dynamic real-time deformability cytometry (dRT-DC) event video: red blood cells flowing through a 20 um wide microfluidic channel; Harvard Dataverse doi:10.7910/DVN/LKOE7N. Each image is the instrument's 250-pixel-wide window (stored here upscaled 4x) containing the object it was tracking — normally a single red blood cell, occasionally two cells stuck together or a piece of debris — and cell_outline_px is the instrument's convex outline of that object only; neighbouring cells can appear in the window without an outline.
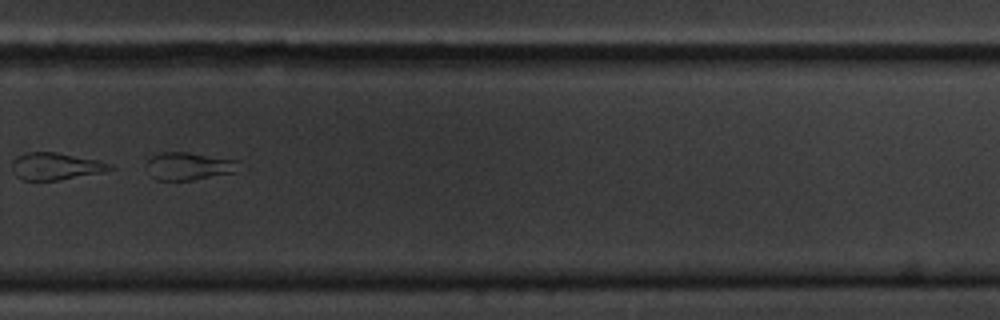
{"species": "common noctule bat (a hibernating species)", "species_latin": "Nyctalus noctula", "temperature_condition": "cold", "stored_images_in_passage": 42, "camera_frame_rate_fps": 3000, "um_per_image_px": 0.085, "animal": {"sex": "male", "body_mass_g": 20.1, "forearm_length_mm": 53.5}, "frame": {"image": 1, "passage_image": 25, "time_ms": 8.0, "image_size_px": [1000, 320], "cell_outline_px": [[248, 168], [236, 172], [192, 180], [156, 180], [152, 176], [144, 164], [152, 156], [160, 152], [188, 152], [240, 160]], "centroid_in_image_um": [16.18, 14.11], "position_along_channel_um": 313.6, "area_um2": 15.49}}
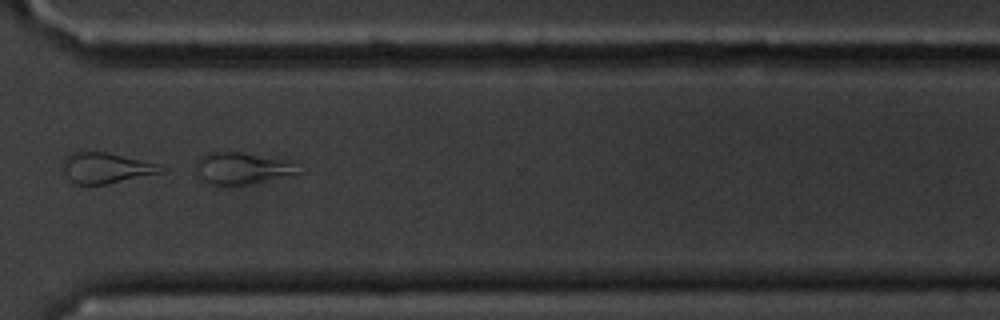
{"frame": {"image": 2, "passage_image": 28, "time_ms": 9.0, "image_size_px": [1000, 320], "cell_outline_px": [[304, 172], [244, 184], [216, 184], [204, 180], [196, 176], [192, 168], [196, 160], [200, 156], [208, 152], [240, 152], [296, 164]], "centroid_in_image_um": [20.44, 14.29], "position_along_channel_um": 350.2, "area_um2": 18.44}, "authors_computed_cell_mechanics": {"area_um2": 16.9643, "velocity_mm_per_s": 3.5974, "shape_relaxation_time_tau1_ms": 1.8431, "shape_relaxation_time_tau2_ms": 3.2982, "deformation_change_tau1": 0.3013, "deformation_change_tau2": 0.1082}}